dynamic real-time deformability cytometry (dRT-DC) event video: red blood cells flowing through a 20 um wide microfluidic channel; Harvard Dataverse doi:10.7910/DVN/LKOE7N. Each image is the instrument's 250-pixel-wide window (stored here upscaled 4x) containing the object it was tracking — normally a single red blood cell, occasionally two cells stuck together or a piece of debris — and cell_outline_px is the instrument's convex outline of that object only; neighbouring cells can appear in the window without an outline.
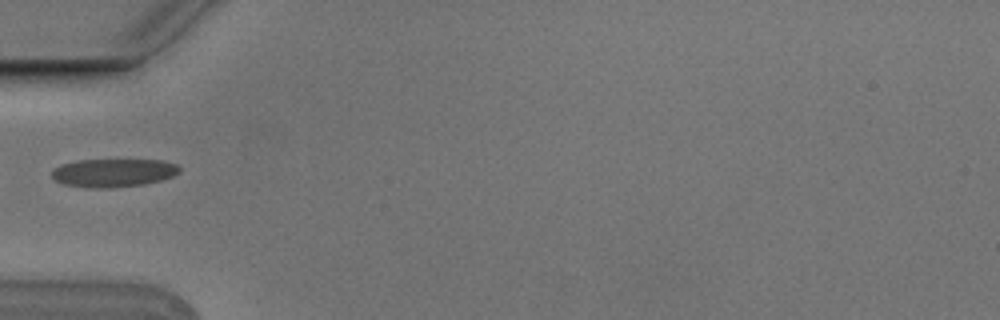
{"species": "Egyptian fruit bat (a non-hibernating species)", "species_latin": "Rousettus aegyptiacus", "temperature_condition": "cold", "stored_images_in_passage": 2, "camera_frame_rate_fps": 3000, "um_per_image_px": 0.085, "animal": {"sex": "male"}, "frame": {"image": 1, "passage_image": 1, "time_ms": 0.0, "image_size_px": [1000, 320], "cell_outline_px": [[180, 172], [172, 176], [160, 180], [144, 184], [108, 188], [92, 188], [64, 184], [56, 180], [52, 176], [52, 168], [64, 164], [80, 160], [164, 160], [176, 164], [180, 168]], "centroid_in_image_um": [9.65, 14.68], "position_along_channel_um": 75.3, "area_um2": 20.87}}